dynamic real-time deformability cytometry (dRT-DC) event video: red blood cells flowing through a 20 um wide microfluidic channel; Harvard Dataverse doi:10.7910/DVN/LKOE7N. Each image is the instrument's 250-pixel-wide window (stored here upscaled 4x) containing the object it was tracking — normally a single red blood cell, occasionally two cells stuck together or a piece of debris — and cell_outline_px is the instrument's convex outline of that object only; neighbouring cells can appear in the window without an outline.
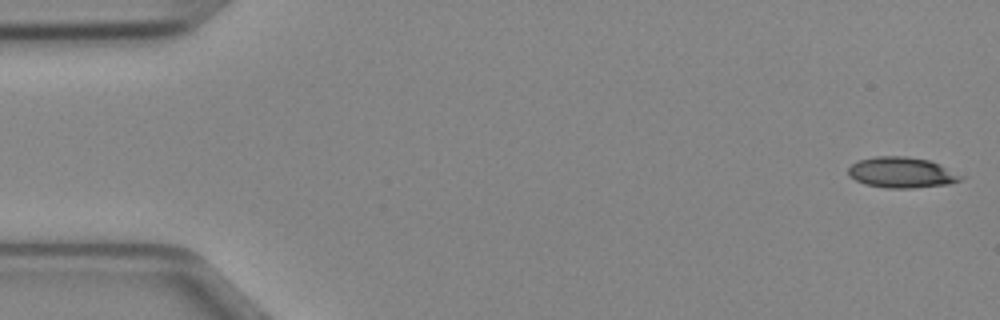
{"species": "Egyptian fruit bat (a non-hibernating species)", "species_latin": "Rousettus aegyptiacus", "temperature_condition": "cold", "stored_images_in_passage": 50, "camera_frame_rate_fps": 3000, "um_per_image_px": 0.085, "animal": {"sex": "female"}, "frame": {"image": 1, "passage_image": 1, "time_ms": 0.0, "image_size_px": [1000, 320], "cell_outline_px": [[964, 176], [960, 180], [948, 184], [912, 188], [884, 188], [864, 184], [848, 176], [848, 168], [852, 164], [860, 160], [876, 156], [904, 156], [928, 160]], "centroid_in_image_um": [76.59, 14.67], "position_along_channel_um": 8.4, "area_um2": 19.94}}
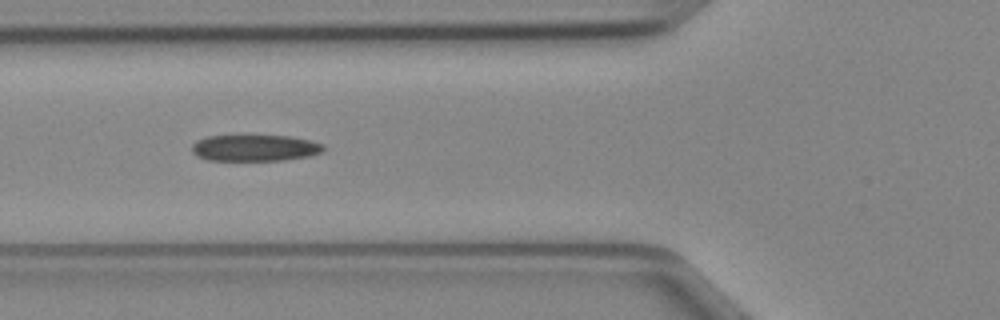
{"frame": {"image": 2, "passage_image": 18, "time_ms": 5.667, "image_size_px": [1000, 320], "cell_outline_px": [[324, 152], [308, 156], [284, 160], [208, 160], [196, 156], [192, 152], [192, 144], [196, 140], [208, 136], [288, 136], [308, 140], [324, 144]], "centroid_in_image_um": [21.65, 12.58], "position_along_channel_um": 104.1, "area_um2": 20.17}}
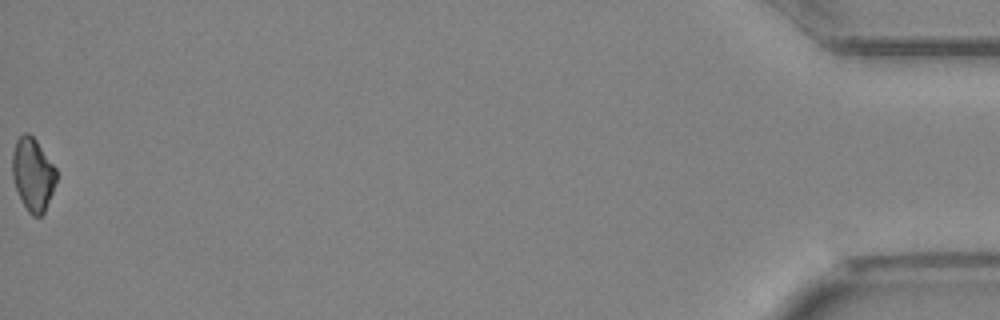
{"frame": {"image": 3, "passage_image": 50, "time_ms": 16.333, "image_size_px": [1000, 320], "cell_outline_px": [[56, 180], [52, 192], [44, 212], [40, 216], [32, 216], [28, 212], [16, 188], [12, 176], [12, 152], [16, 140], [24, 132], [28, 132], [36, 140], [56, 168]], "centroid_in_image_um": [2.78, 14.8], "position_along_channel_um": 432.4, "area_um2": 18.5}}